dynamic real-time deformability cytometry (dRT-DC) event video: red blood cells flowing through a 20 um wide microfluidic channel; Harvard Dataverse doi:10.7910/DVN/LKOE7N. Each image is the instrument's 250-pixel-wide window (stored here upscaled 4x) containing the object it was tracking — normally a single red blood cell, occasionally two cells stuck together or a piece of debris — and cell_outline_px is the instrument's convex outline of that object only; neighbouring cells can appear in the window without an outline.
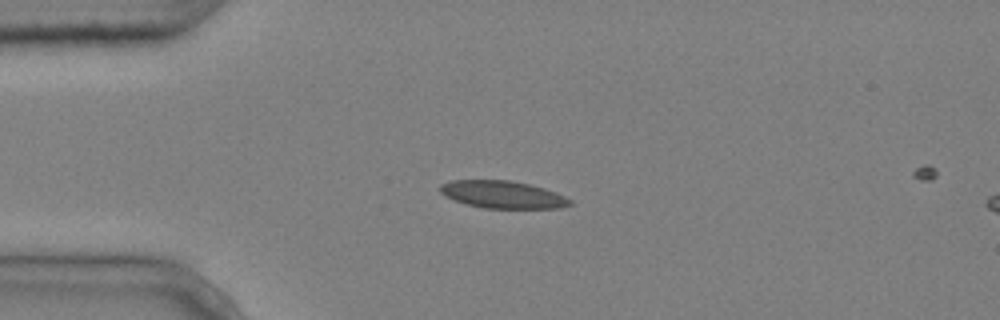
{"species": "common noctule bat (a hibernating species)", "species_latin": "Nyctalus noctula", "temperature_condition": "cold", "stored_images_in_passage": 2, "segment_of_instrument_passage": [1, 2], "camera_frame_rate_fps": 3000, "um_per_image_px": 0.085, "animal": {"sex": "male", "body_mass_g": 20.4}, "frame": {"image": 1, "passage_image": 1, "time_ms": 0.0, "image_size_px": [1000, 320], "cell_outline_px": [[572, 204], [560, 208], [484, 208], [468, 204], [444, 196], [436, 188], [440, 184], [452, 180], [508, 180], [528, 184], [544, 188], [556, 192], [572, 200]], "centroid_in_image_um": [42.7, 16.53], "position_along_channel_um": 42.3, "area_um2": 20.75}}